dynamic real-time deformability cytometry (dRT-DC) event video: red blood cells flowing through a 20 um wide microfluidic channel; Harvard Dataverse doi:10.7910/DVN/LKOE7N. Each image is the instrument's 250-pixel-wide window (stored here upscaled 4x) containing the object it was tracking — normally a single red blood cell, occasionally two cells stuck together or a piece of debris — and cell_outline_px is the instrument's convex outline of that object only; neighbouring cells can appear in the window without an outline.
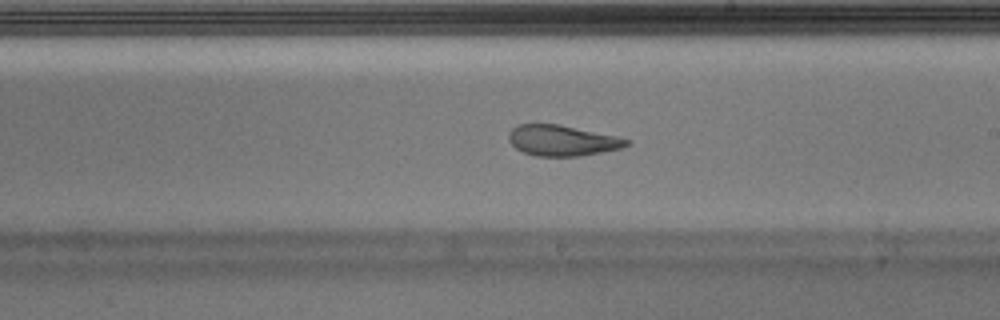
{"species": "Egyptian fruit bat (a non-hibernating species)", "species_latin": "Rousettus aegyptiacus", "temperature_condition": "warm", "stored_images_in_passage": 45, "camera_frame_rate_fps": 3000, "um_per_image_px": 0.085, "animal": {"sex": "male"}, "frame": {"image": 1, "passage_image": 24, "time_ms": 7.667, "image_size_px": [1000, 320], "cell_outline_px": [[628, 144], [620, 148], [580, 156], [536, 156], [524, 152], [516, 148], [508, 140], [508, 132], [512, 128], [520, 124], [560, 124], [616, 136], [628, 140]], "centroid_in_image_um": [47.73, 11.93], "position_along_channel_um": 241.3, "area_um2": 20.87}}
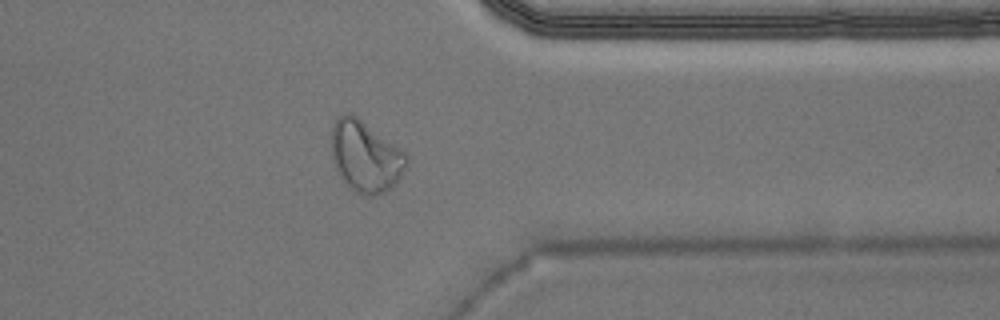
{"frame": {"image": 2, "passage_image": 35, "time_ms": 11.333, "image_size_px": [1000, 320], "cell_outline_px": [[408, 164], [400, 176], [384, 192], [376, 196], [368, 196], [356, 192], [348, 188], [332, 164], [332, 124], [344, 112], [352, 112], [400, 148], [408, 156]], "centroid_in_image_um": [31.03, 13.28], "position_along_channel_um": 380.4, "area_um2": 31.21}}
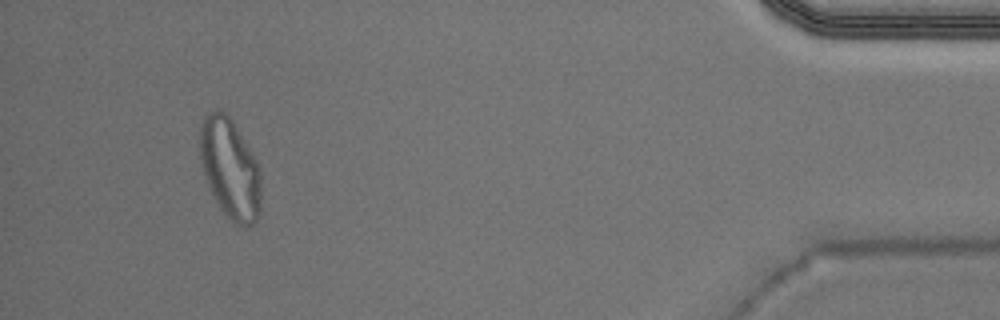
{"frame": {"image": 3, "passage_image": 42, "time_ms": 13.667, "image_size_px": [1000, 320], "cell_outline_px": [[260, 212], [256, 220], [252, 224], [232, 224], [220, 208], [208, 184], [200, 164], [200, 124], [204, 116], [208, 112], [224, 112], [232, 120], [252, 152], [256, 160], [260, 172]], "centroid_in_image_um": [19.54, 14.34], "position_along_channel_um": 415.7, "area_um2": 35.43}, "authors_computed_cell_mechanics": {"area_um2": 21.9062, "velocity_mm_per_s": 3.9572, "shape_relaxation_time_tau1_ms": null, "shape_relaxation_time_tau2_ms": 1.7835, "deformation_change_tau1": null, "deformation_change_tau2": 0.0879}}